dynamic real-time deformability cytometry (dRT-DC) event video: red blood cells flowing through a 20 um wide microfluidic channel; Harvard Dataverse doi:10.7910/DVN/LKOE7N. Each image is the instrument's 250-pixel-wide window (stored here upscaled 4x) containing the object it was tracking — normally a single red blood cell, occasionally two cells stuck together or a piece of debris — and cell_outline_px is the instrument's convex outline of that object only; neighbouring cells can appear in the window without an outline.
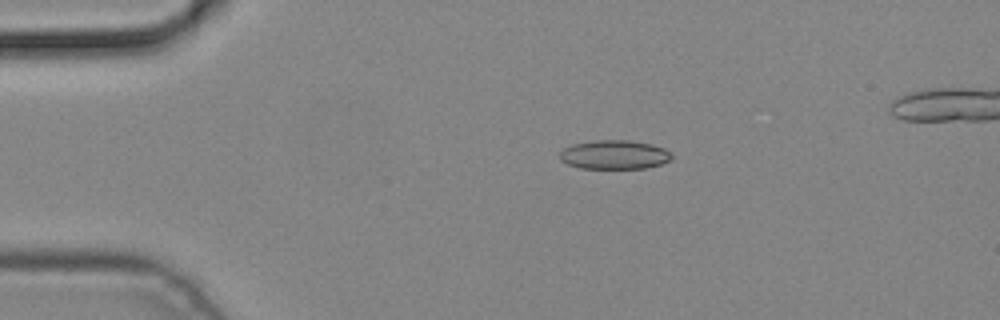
{"species": "common noctule bat (a hibernating species)", "species_latin": "Nyctalus noctula", "temperature_condition": "cold", "stored_images_in_passage": 5, "camera_frame_rate_fps": 3000, "um_per_image_px": 0.085, "animal": {"sex": "male", "body_mass_g": 19.2, "forearm_length_mm": 51.8}, "frame": {"image": 1, "passage_image": 3, "time_ms": 0.667, "image_size_px": [1000, 320], "cell_outline_px": [[672, 160], [660, 164], [644, 168], [580, 168], [568, 164], [560, 160], [560, 152], [564, 148], [572, 144], [596, 140], [628, 140], [652, 144], [664, 148], [672, 156]], "centroid_in_image_um": [52.21, 13.14], "position_along_channel_um": 32.8, "area_um2": 18.84}}